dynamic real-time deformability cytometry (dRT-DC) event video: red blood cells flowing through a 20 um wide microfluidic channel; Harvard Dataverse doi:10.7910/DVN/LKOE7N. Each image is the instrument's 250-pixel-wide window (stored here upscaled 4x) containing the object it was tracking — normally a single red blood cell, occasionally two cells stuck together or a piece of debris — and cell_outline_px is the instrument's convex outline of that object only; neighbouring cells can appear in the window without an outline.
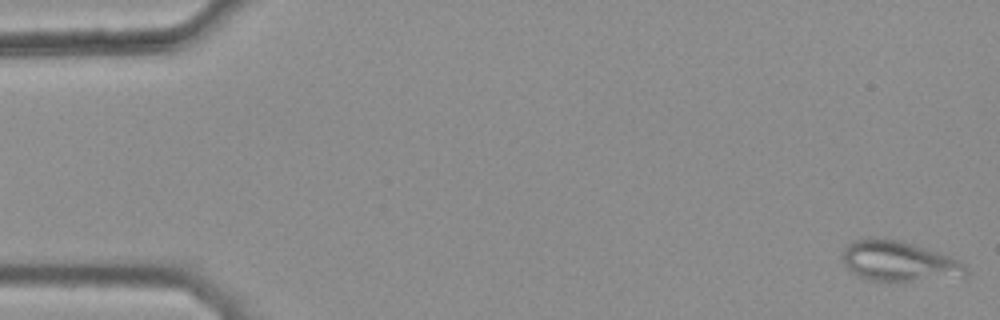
{"species": "common noctule bat (a hibernating species)", "species_latin": "Nyctalus noctula", "temperature_condition": "warm", "stored_images_in_passage": 44, "camera_frame_rate_fps": 3000, "um_per_image_px": 0.085, "animal": {"sex": "female", "body_mass_g": 25.1}, "frame": {"image": 1, "passage_image": 1, "time_ms": 0.0, "image_size_px": [1000, 320], "cell_outline_px": [[968, 276], [908, 280], [872, 280], [860, 276], [852, 272], [844, 264], [840, 256], [844, 248], [852, 240], [868, 236], [880, 236], [900, 240], [940, 252], [960, 260], [968, 268]], "centroid_in_image_um": [76.37, 22.15], "position_along_channel_um": 8.6, "area_um2": 29.19}}
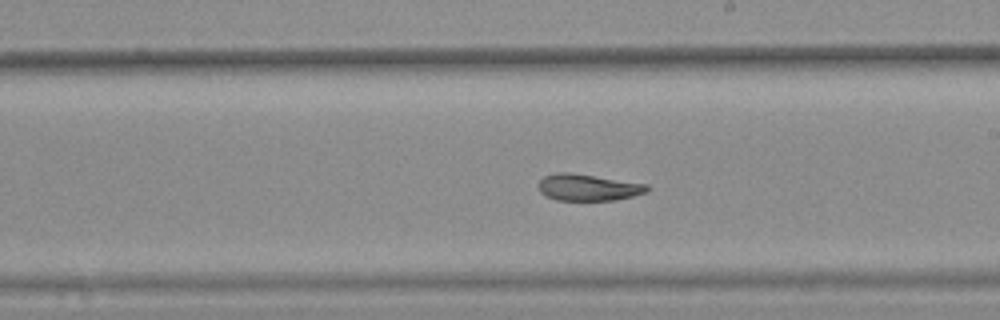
{"frame": {"image": 2, "passage_image": 30, "time_ms": 9.667, "image_size_px": [1000, 320], "cell_outline_px": [[652, 188], [648, 192], [616, 200], [556, 200], [540, 192], [540, 180], [544, 176], [556, 172], [568, 172], [648, 184]], "centroid_in_image_um": [50.04, 15.93], "position_along_channel_um": 239.0, "area_um2": 16.76}}
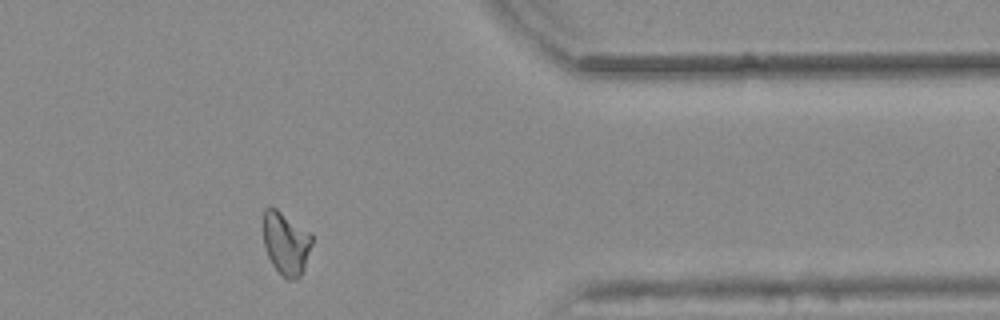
{"frame": {"image": 3, "passage_image": 43, "time_ms": 14.0, "image_size_px": [1000, 320], "cell_outline_px": [[312, 244], [304, 268], [300, 276], [296, 280], [288, 280], [272, 264], [268, 256], [264, 244], [264, 208], [276, 208], [308, 232], [312, 236]], "centroid_in_image_um": [24.31, 20.7], "position_along_channel_um": 387.1, "area_um2": 17.4}, "authors_computed_cell_mechanics": {"area_um2": 18.2937, "velocity_mm_per_s": 3.8331, "shape_relaxation_time_tau1_ms": null, "shape_relaxation_time_tau2_ms": 3.0042, "deformation_change_tau1": null, "deformation_change_tau2": 0.0886}}